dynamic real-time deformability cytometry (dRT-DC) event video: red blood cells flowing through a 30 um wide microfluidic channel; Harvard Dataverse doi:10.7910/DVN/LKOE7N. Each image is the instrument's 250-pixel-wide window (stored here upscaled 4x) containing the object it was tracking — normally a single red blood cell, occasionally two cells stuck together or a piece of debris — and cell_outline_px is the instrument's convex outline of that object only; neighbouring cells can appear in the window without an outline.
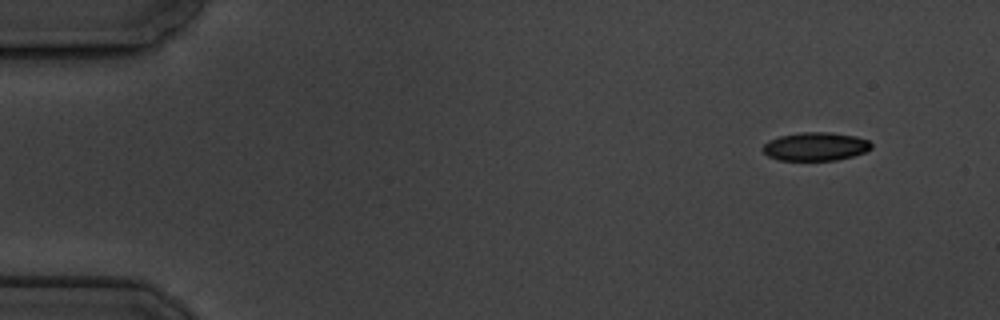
{"species": "common noctule bat (a hibernating species)", "species_latin": "Nyctalus noctula", "temperature_condition": "cold", "stored_images_in_passage": 10, "camera_frame_rate_fps": 3000, "um_per_image_px": 0.085, "animal": {"sex": "male", "body_mass_g": 19.5, "forearm_length_mm": 54.6}, "frame": {"image": 1, "passage_image": 1, "time_ms": 0.0, "image_size_px": [1000, 320], "cell_outline_px": [[872, 148], [864, 152], [852, 156], [836, 160], [780, 160], [768, 156], [764, 152], [764, 144], [768, 140], [780, 136], [800, 132], [828, 132], [856, 136], [868, 140], [872, 144]], "centroid_in_image_um": [69.33, 12.45], "position_along_channel_um": 15.7, "area_um2": 17.86}}
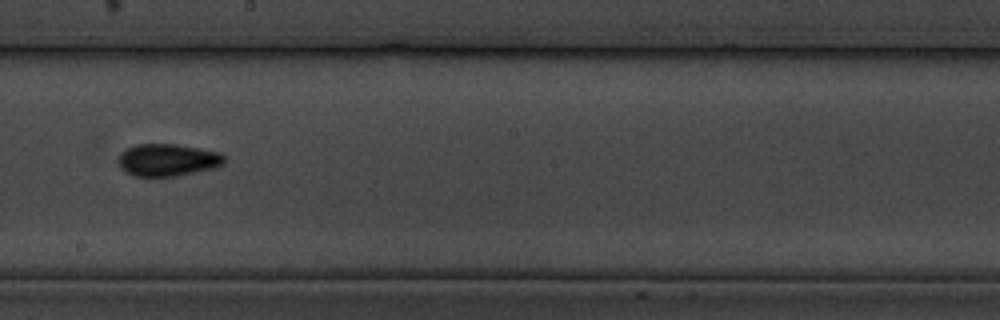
{"frame": {"image": 2, "passage_image": 9, "time_ms": 9.333, "image_size_px": [1000, 320], "cell_outline_px": [[228, 160], [224, 164], [216, 168], [180, 176], [132, 176], [124, 172], [120, 168], [116, 160], [120, 152], [136, 144], [176, 144], [220, 152]], "centroid_in_image_um": [14.25, 13.61], "position_along_channel_um": 233.9, "area_um2": 20.46}}
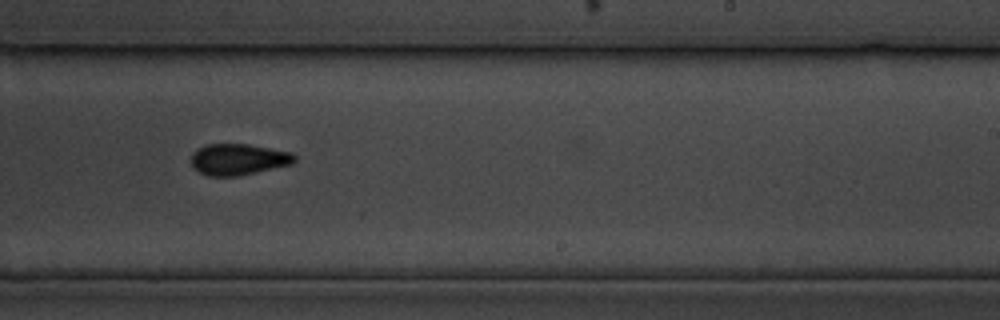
{"frame": {"image": 3, "passage_image": 10, "time_ms": 10.333, "image_size_px": [1000, 320], "cell_outline_px": [[296, 160], [292, 164], [256, 172], [236, 176], [208, 176], [192, 168], [192, 152], [196, 148], [208, 144], [248, 144], [292, 152], [296, 156]], "centroid_in_image_um": [20.25, 13.54], "position_along_channel_um": 268.8, "area_um2": 18.9}}